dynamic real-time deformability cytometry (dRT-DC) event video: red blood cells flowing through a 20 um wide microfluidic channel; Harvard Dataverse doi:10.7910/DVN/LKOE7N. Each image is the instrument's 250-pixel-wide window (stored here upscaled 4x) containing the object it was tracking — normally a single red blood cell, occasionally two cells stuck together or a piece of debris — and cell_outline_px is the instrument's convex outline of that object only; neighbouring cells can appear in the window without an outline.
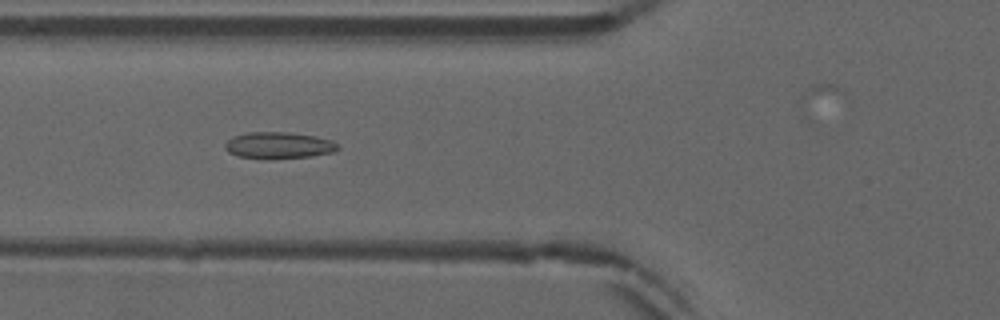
{"species": "common noctule bat (a hibernating species)", "species_latin": "Nyctalus noctula", "temperature_condition": "warm", "stored_images_in_passage": 31, "camera_frame_rate_fps": 3000, "um_per_image_px": 0.085, "animal": {"sex": "male", "forearm_length_mm": 52.5}, "frame": {"image": 1, "passage_image": 10, "time_ms": 3.0, "image_size_px": [1000, 320], "cell_outline_px": [[340, 148], [332, 152], [312, 156], [272, 160], [268, 160], [236, 156], [228, 152], [224, 148], [224, 144], [232, 136], [248, 132], [288, 132], [316, 136], [332, 140], [340, 144]], "centroid_in_image_um": [23.68, 12.37], "position_along_channel_um": 102.1, "area_um2": 17.98}}
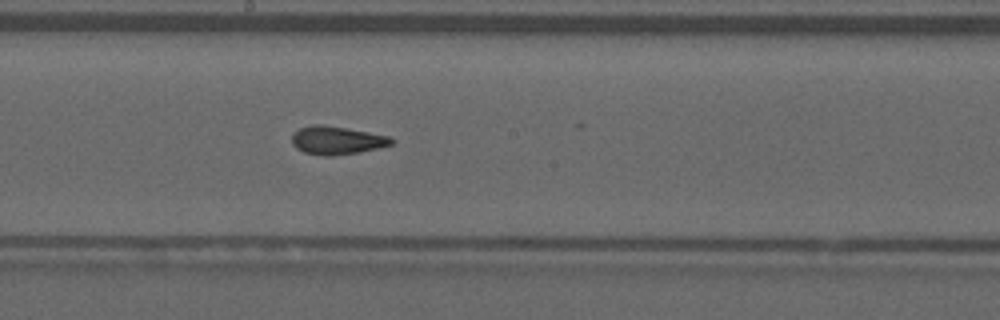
{"frame": {"image": 2, "passage_image": 19, "time_ms": 6.0, "image_size_px": [1000, 320], "cell_outline_px": [[396, 140], [392, 144], [376, 148], [356, 152], [332, 156], [324, 156], [304, 152], [296, 148], [292, 144], [292, 136], [300, 128], [312, 124], [320, 124], [368, 132], [388, 136]], "centroid_in_image_um": [28.61, 11.93], "position_along_channel_um": 219.6, "area_um2": 16.07}}
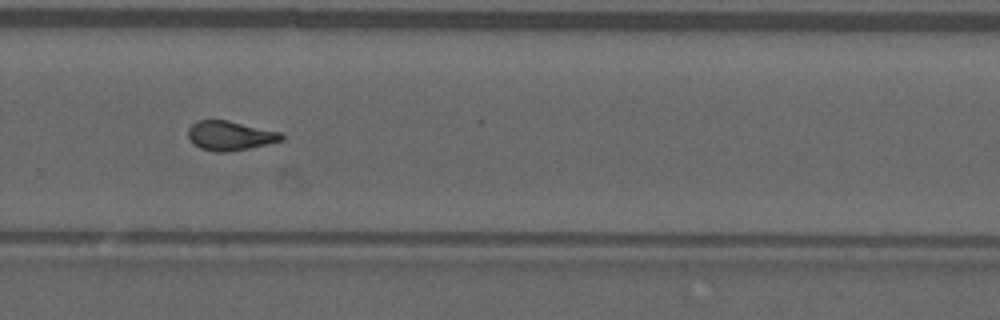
{"frame": {"image": 3, "passage_image": 26, "time_ms": 8.333, "image_size_px": [1000, 320], "cell_outline_px": [[284, 140], [268, 144], [228, 152], [216, 152], [200, 148], [192, 144], [188, 136], [188, 128], [196, 120], [228, 120], [280, 132], [284, 136]], "centroid_in_image_um": [19.53, 11.53], "position_along_channel_um": 310.3, "area_um2": 16.07}, "authors_computed_cell_mechanics": {"area_um2": 16.3574, "velocity_mm_per_s": 3.9112, "shape_relaxation_time_tau1_ms": null, "shape_relaxation_time_tau2_ms": 2.2624, "deformation_change_tau1": null, "deformation_change_tau2": 0.1015}}